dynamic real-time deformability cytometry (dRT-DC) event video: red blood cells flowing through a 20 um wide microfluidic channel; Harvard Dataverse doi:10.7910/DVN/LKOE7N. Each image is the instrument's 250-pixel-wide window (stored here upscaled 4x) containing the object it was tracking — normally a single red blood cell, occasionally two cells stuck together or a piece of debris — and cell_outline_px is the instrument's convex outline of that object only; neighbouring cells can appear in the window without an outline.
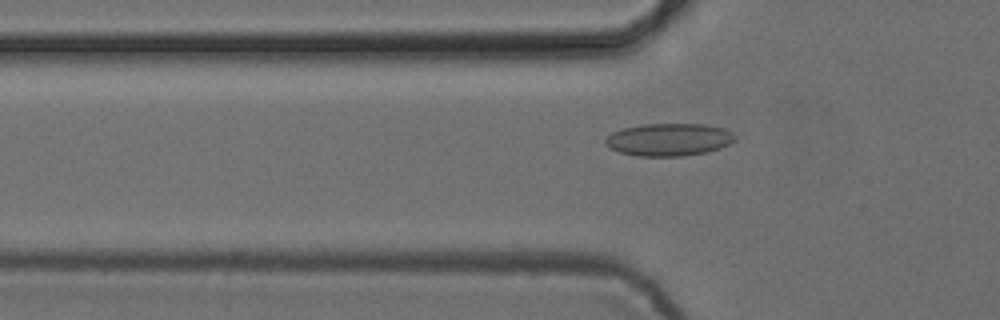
{"species": "common noctule bat (a hibernating species)", "species_latin": "Nyctalus noctula", "temperature_condition": "cold", "stored_images_in_passage": 47, "camera_frame_rate_fps": 3000, "um_per_image_px": 0.085, "animal": {"sex": "female", "body_mass_g": 24.6, "forearm_length_mm": 56.2}, "frame": {"image": 1, "passage_image": 12, "time_ms": 3.667, "image_size_px": [1000, 320], "cell_outline_px": [[736, 140], [720, 148], [708, 152], [684, 156], [636, 156], [620, 152], [604, 144], [604, 140], [612, 132], [624, 128], [640, 124], [704, 124], [724, 128], [732, 132], [736, 136]], "centroid_in_image_um": [56.87, 11.86], "position_along_channel_um": 68.9, "area_um2": 24.74}}
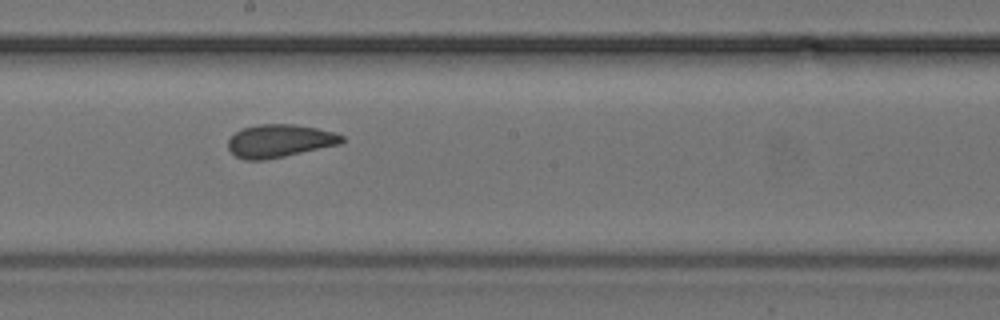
{"frame": {"image": 2, "passage_image": 24, "time_ms": 7.667, "image_size_px": [1000, 320], "cell_outline_px": [[344, 140], [340, 144], [284, 156], [264, 160], [244, 160], [236, 156], [228, 148], [228, 140], [236, 132], [244, 128], [260, 124], [292, 124], [316, 128], [336, 132], [344, 136]], "centroid_in_image_um": [23.78, 11.97], "position_along_channel_um": 224.4, "area_um2": 21.68}}
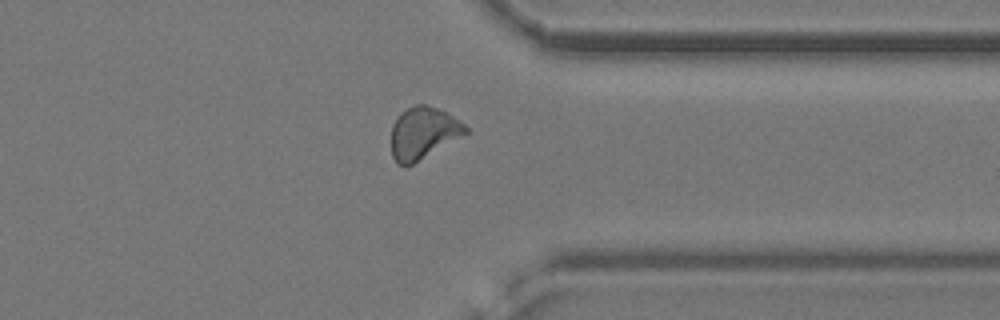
{"frame": {"image": 3, "passage_image": 36, "time_ms": 11.667, "image_size_px": [1000, 320], "cell_outline_px": [[468, 132], [412, 164], [396, 164], [392, 156], [392, 124], [400, 112], [416, 104], [424, 104], [436, 108], [460, 120], [468, 128]], "centroid_in_image_um": [35.94, 11.29], "position_along_channel_um": 375.5, "area_um2": 22.02}, "authors_computed_cell_mechanics": {"area_um2": 22.1374, "velocity_mm_per_s": 3.8665, "shape_relaxation_time_tau1_ms": 6.1527, "shape_relaxation_time_tau2_ms": 1.3558, "deformation_change_tau1": 0.083, "deformation_change_tau2": 0.0591}}